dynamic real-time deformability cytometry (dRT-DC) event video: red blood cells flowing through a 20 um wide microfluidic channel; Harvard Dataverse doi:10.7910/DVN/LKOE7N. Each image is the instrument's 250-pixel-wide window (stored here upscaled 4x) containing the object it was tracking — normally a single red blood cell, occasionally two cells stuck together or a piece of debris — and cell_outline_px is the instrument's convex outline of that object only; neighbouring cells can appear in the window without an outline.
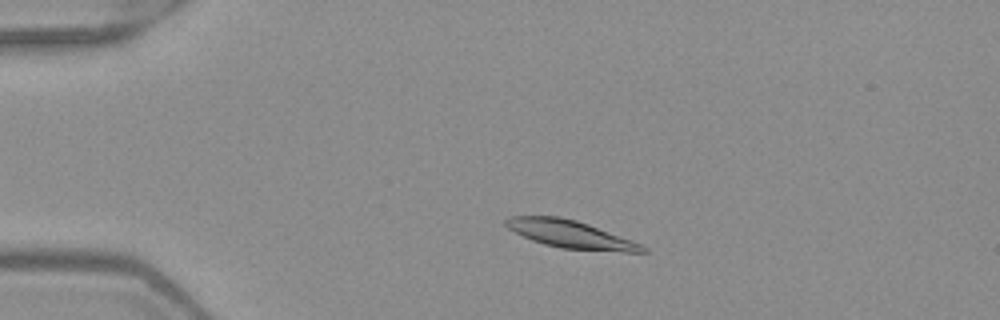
{"species": "Egyptian fruit bat (a non-hibernating species)", "species_latin": "Rousettus aegyptiacus", "temperature_condition": "warm", "stored_images_in_passage": 49, "camera_frame_rate_fps": 3000, "um_per_image_px": 0.085, "frame": {"image": 1, "passage_image": 9, "time_ms": 2.667, "image_size_px": [1000, 320], "cell_outline_px": [[648, 252], [624, 252], [560, 248], [544, 244], [532, 240], [508, 228], [504, 224], [504, 220], [508, 216], [560, 216], [576, 220], [588, 224], [632, 240], [648, 248]], "centroid_in_image_um": [48.49, 19.91], "position_along_channel_um": 36.5, "area_um2": 21.96}}
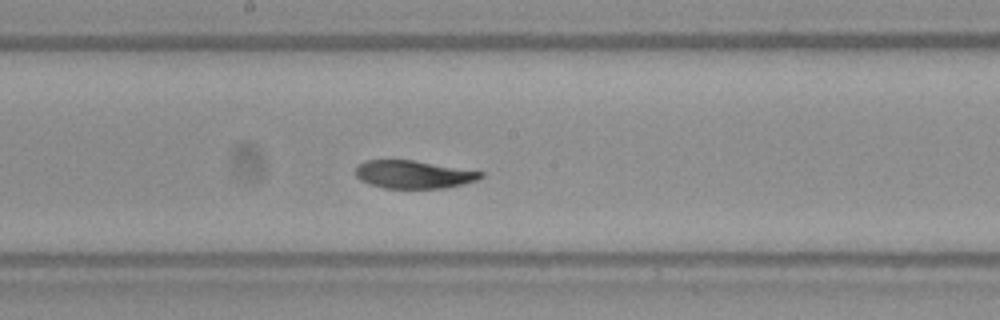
{"frame": {"image": 2, "passage_image": 26, "time_ms": 8.333, "image_size_px": [1000, 320], "cell_outline_px": [[484, 176], [476, 180], [464, 184], [444, 188], [384, 188], [368, 184], [360, 180], [356, 176], [356, 164], [364, 160], [412, 160], [484, 172]], "centroid_in_image_um": [35.11, 14.83], "position_along_channel_um": 213.1, "area_um2": 20.4}}
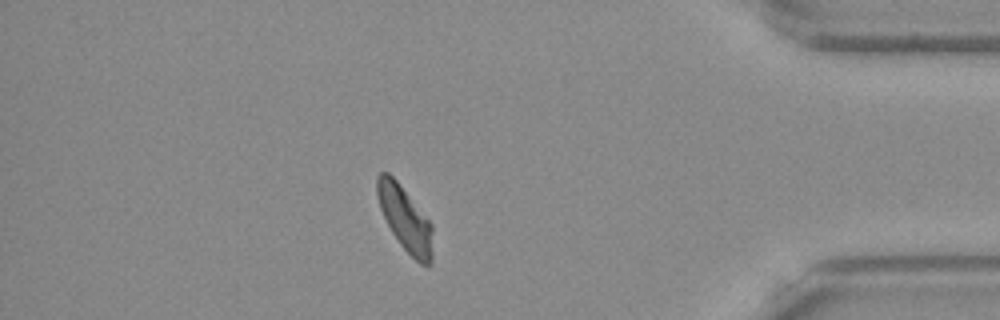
{"frame": {"image": 3, "passage_image": 43, "time_ms": 14.0, "image_size_px": [1000, 320], "cell_outline_px": [[432, 264], [428, 268], [420, 264], [400, 244], [392, 232], [380, 208], [376, 192], [376, 176], [380, 172], [388, 172], [396, 180], [432, 224]], "centroid_in_image_um": [34.44, 18.61], "position_along_channel_um": 400.8, "area_um2": 20.69}, "authors_computed_cell_mechanics": {"area_um2": 21.7906, "velocity_mm_per_s": 3.9383, "shape_relaxation_time_tau1_ms": 7.1216, "shape_relaxation_time_tau2_ms": 2.6221, "deformation_change_tau1": 0.195, "deformation_change_tau2": 0.0608}}